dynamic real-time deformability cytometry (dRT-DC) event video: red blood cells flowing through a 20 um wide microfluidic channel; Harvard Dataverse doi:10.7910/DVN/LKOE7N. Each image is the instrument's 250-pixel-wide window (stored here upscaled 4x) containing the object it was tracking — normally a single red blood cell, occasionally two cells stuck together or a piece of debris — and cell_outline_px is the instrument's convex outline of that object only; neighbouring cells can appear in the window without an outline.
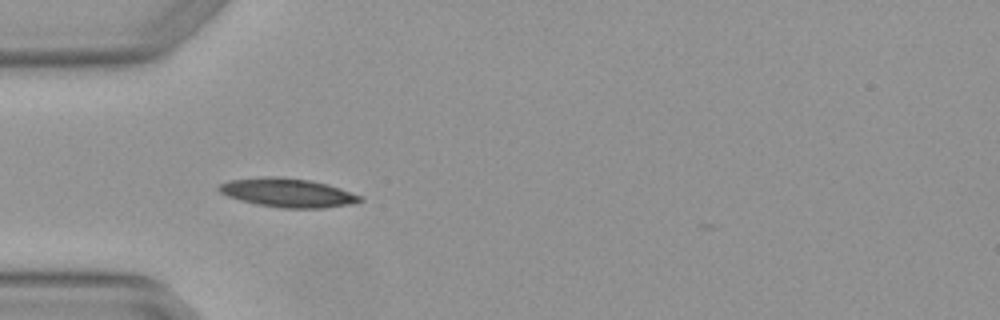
{"species": "Egyptian fruit bat (a non-hibernating species)", "species_latin": "Rousettus aegyptiacus", "temperature_condition": "warm", "stored_images_in_passage": 5, "camera_frame_rate_fps": 3000, "um_per_image_px": 0.085, "animal": {"sex": "female"}, "frame": {"image": 1, "passage_image": 3, "time_ms": 0.667, "image_size_px": [1000, 320], "cell_outline_px": [[364, 200], [352, 204], [324, 208], [280, 208], [256, 204], [240, 200], [228, 196], [220, 192], [216, 188], [220, 184], [228, 180], [264, 176], [268, 176], [312, 180], [328, 184], [340, 188], [360, 196]], "centroid_in_image_um": [24.44, 16.38], "position_along_channel_um": 60.6, "area_um2": 23.76}}
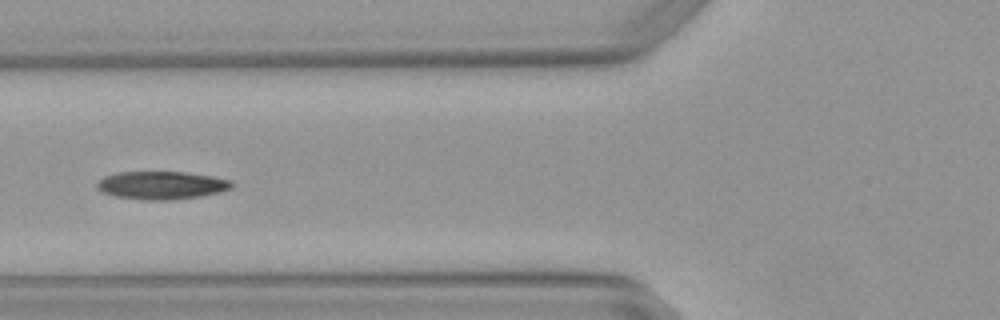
{"frame": {"image": 2, "passage_image": 4, "time_ms": 1.0, "image_size_px": [1000, 320], "cell_outline_px": [[232, 188], [220, 192], [200, 196], [172, 200], [140, 200], [116, 196], [100, 192], [96, 188], [96, 184], [104, 176], [116, 172], [188, 172], [212, 176], [232, 180]], "centroid_in_image_um": [13.71, 15.75], "position_along_channel_um": 112.1, "area_um2": 22.2}}